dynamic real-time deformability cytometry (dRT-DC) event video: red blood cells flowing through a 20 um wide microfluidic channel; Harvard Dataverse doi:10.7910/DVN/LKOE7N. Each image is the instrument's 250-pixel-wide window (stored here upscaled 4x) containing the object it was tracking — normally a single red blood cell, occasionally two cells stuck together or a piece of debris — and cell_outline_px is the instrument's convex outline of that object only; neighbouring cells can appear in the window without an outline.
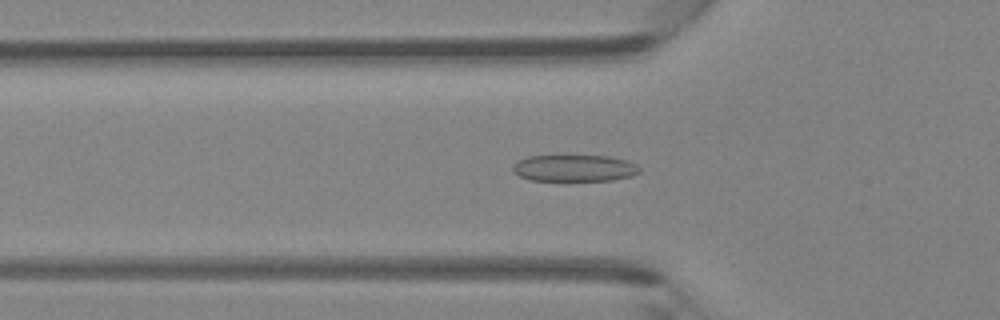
{"species": "Egyptian fruit bat (a non-hibernating species)", "species_latin": "Rousettus aegyptiacus", "temperature_condition": "room temperature", "stored_images_in_passage": 46, "camera_frame_rate_fps": 3000, "um_per_image_px": 0.085, "animal": {"sex": "female"}, "frame": {"image": 1, "passage_image": 16, "time_ms": 5.0, "image_size_px": [1000, 320], "cell_outline_px": [[640, 172], [632, 176], [612, 180], [528, 180], [512, 172], [512, 164], [516, 160], [528, 156], [608, 156], [628, 160], [636, 164], [640, 168]], "centroid_in_image_um": [48.8, 14.28], "position_along_channel_um": 77.0, "area_um2": 19.83}}
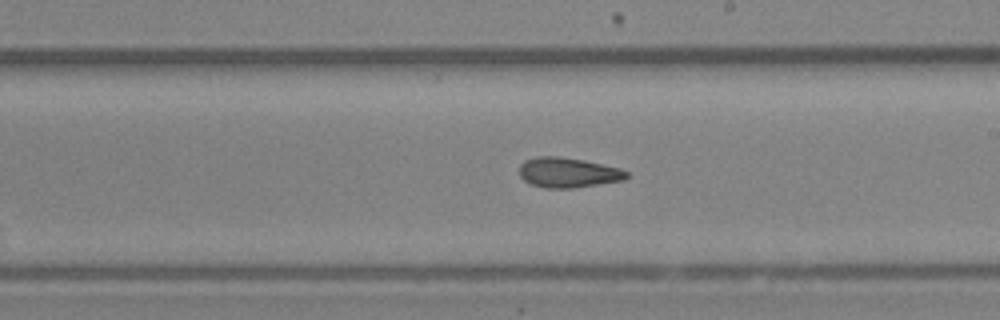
{"frame": {"image": 2, "passage_image": 27, "time_ms": 8.667, "image_size_px": [1000, 320], "cell_outline_px": [[628, 176], [624, 180], [572, 188], [544, 188], [532, 184], [524, 180], [520, 176], [520, 164], [524, 160], [536, 156], [560, 156], [584, 160], [620, 168], [628, 172]], "centroid_in_image_um": [48.27, 14.66], "position_along_channel_um": 240.7, "area_um2": 18.79}}
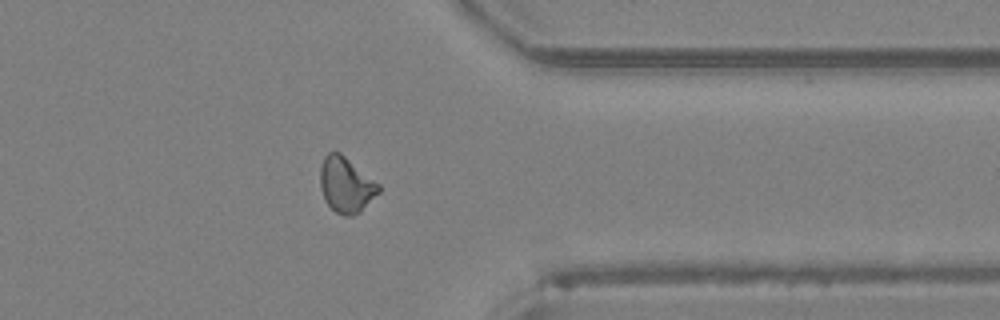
{"frame": {"image": 3, "passage_image": 37, "time_ms": 12.0, "image_size_px": [1000, 320], "cell_outline_px": [[380, 192], [360, 212], [352, 216], [344, 216], [336, 212], [324, 200], [320, 188], [320, 168], [324, 156], [328, 152], [340, 152], [380, 184]], "centroid_in_image_um": [29.41, 15.71], "position_along_channel_um": 382.0, "area_um2": 19.02}}